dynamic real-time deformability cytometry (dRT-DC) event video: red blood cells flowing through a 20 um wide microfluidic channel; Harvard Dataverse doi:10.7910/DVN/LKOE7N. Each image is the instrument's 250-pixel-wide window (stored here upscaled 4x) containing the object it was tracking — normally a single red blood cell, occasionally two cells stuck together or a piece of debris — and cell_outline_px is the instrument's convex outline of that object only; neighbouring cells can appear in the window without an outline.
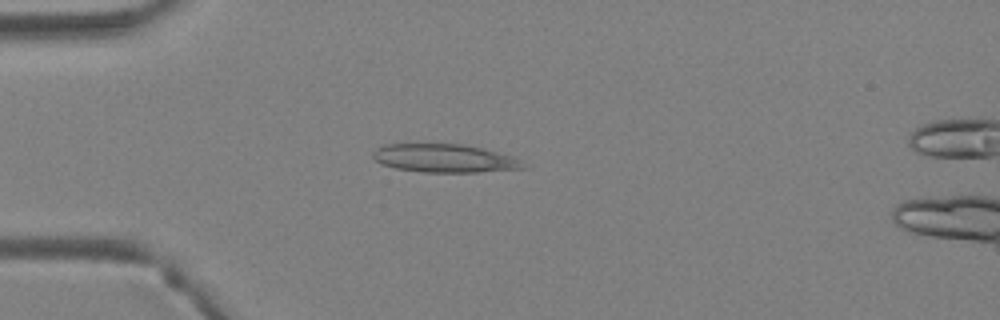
{"species": "Egyptian fruit bat (a non-hibernating species)", "species_latin": "Rousettus aegyptiacus", "temperature_condition": "warm", "stored_images_in_passage": 4, "camera_frame_rate_fps": 3000, "um_per_image_px": 0.085, "animal": {"sex": "female"}, "frame": {"image": 1, "passage_image": 3, "time_ms": 0.667, "image_size_px": [1000, 320], "cell_outline_px": [[532, 164], [528, 168], [480, 172], [424, 172], [396, 168], [380, 164], [372, 156], [372, 152], [376, 148], [384, 144], [464, 144], [484, 148], [512, 156]], "centroid_in_image_um": [37.86, 13.45], "position_along_channel_um": 47.1, "area_um2": 25.2}}